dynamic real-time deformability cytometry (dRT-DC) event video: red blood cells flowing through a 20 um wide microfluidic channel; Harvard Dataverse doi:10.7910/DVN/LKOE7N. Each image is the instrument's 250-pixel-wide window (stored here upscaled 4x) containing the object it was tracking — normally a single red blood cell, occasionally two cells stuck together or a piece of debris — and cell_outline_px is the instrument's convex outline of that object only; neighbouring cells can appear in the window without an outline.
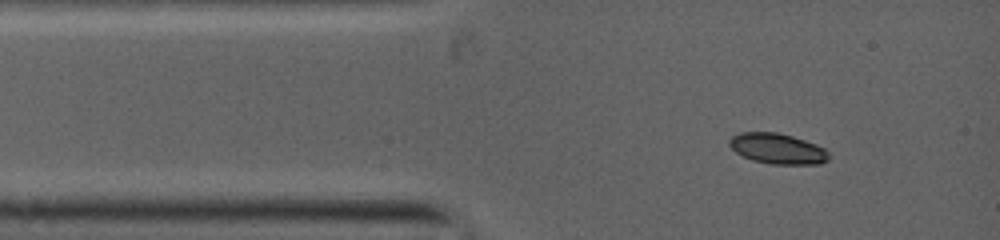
{"species": "common noctule bat (a hibernating species)", "species_latin": "Nyctalus noctula", "temperature_condition": "warm", "stored_images_in_passage": 2, "camera_frame_rate_fps": 5000, "um_per_image_px": 0.085, "animal": {"sex": "female", "body_mass_g": 19.0, "forearm_length_mm": 53.3}, "frame": {"image": 1, "passage_image": 1, "time_ms": 0.0, "image_size_px": [1000, 240], "cell_outline_px": [[828, 160], [820, 164], [772, 164], [752, 160], [736, 152], [728, 144], [728, 140], [732, 136], [744, 132], [776, 132], [792, 136], [816, 144], [824, 148], [828, 152]], "centroid_in_image_um": [66.09, 12.63], "position_along_channel_um": 18.9, "area_um2": 17.57}}